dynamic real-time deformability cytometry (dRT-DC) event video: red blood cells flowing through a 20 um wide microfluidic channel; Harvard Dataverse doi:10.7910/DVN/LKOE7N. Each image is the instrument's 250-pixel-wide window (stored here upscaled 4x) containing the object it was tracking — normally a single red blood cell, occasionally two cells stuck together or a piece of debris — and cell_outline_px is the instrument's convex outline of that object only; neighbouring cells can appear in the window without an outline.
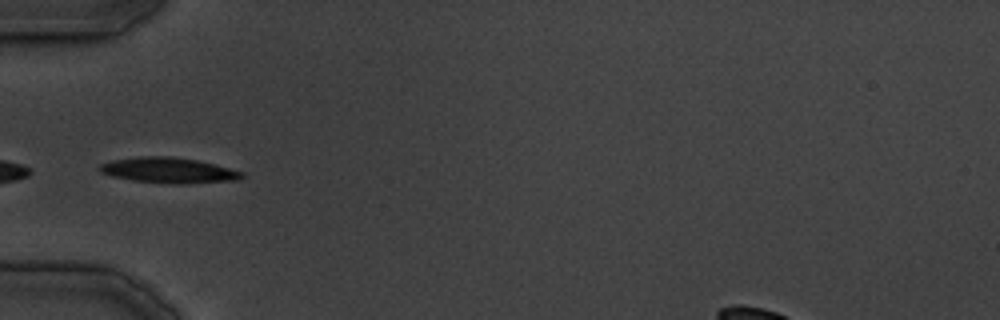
{"species": "common noctule bat (a hibernating species)", "species_latin": "Nyctalus noctula", "temperature_condition": "cold", "stored_images_in_passage": 26, "camera_frame_rate_fps": 3000, "um_per_image_px": 0.085, "animal": {"sex": "male", "body_mass_g": 19.5, "forearm_length_mm": 54.6}, "frame": {"image": 1, "passage_image": 5, "time_ms": 6.333, "image_size_px": [1000, 320], "cell_outline_px": [[244, 176], [240, 180], [184, 184], [176, 184], [132, 180], [112, 176], [100, 172], [96, 168], [100, 164], [112, 160], [140, 156], [172, 156], [196, 160], [216, 164], [244, 172]], "centroid_in_image_um": [14.35, 14.47], "position_along_channel_um": 70.7, "area_um2": 21.33}}